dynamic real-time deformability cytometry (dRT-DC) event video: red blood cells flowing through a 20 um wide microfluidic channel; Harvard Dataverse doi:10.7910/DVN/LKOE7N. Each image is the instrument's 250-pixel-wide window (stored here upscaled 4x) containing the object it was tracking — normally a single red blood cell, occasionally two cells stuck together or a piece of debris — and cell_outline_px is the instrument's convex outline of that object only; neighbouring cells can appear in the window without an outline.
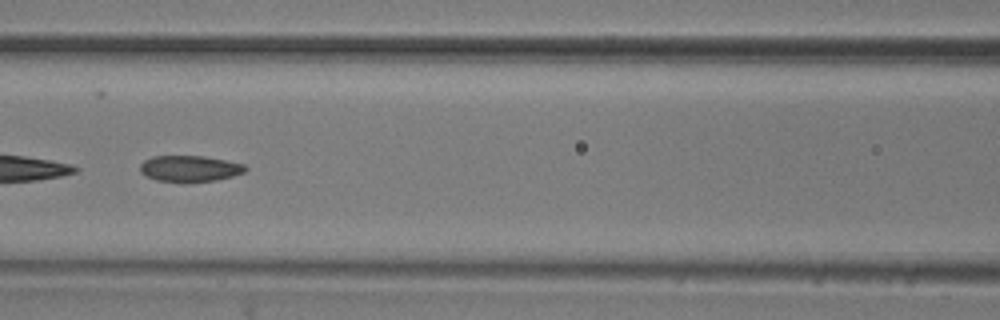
{"species": "common noctule bat (a hibernating species)", "species_latin": "Nyctalus noctula", "temperature_condition": "room temperature", "stored_images_in_passage": 9, "camera_frame_rate_fps": 3000, "um_per_image_px": 0.085, "animal": {"sex": "male", "body_mass_g": 20.5, "forearm_length_mm": 52.5}, "frame": {"image": 1, "passage_image": 7, "time_ms": 2.0, "image_size_px": [1000, 320], "cell_outline_px": [[248, 168], [244, 172], [232, 176], [216, 180], [188, 184], [184, 184], [156, 180], [140, 172], [140, 164], [144, 160], [152, 156], [204, 156], [244, 164]], "centroid_in_image_um": [16.11, 14.36], "position_along_channel_um": 150.5, "area_um2": 16.42}}
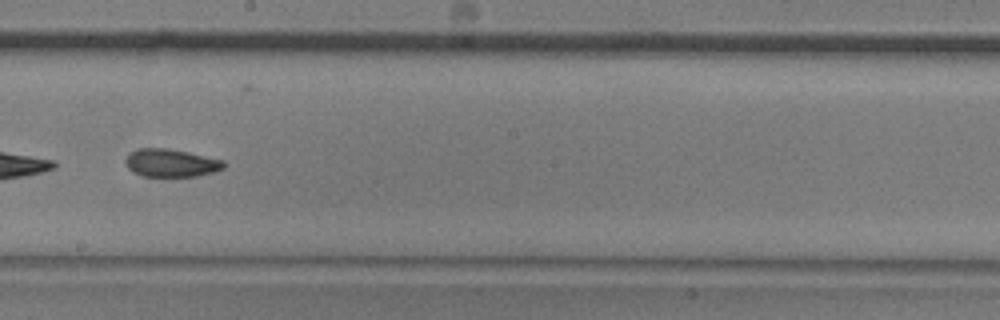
{"frame": {"image": 2, "passage_image": 9, "time_ms": 2.667, "image_size_px": [1000, 320], "cell_outline_px": [[228, 164], [224, 168], [216, 172], [196, 176], [140, 176], [132, 172], [124, 164], [124, 160], [136, 148], [168, 148], [188, 152], [224, 160]], "centroid_in_image_um": [14.55, 13.85], "position_along_channel_um": 233.6, "area_um2": 16.24}}